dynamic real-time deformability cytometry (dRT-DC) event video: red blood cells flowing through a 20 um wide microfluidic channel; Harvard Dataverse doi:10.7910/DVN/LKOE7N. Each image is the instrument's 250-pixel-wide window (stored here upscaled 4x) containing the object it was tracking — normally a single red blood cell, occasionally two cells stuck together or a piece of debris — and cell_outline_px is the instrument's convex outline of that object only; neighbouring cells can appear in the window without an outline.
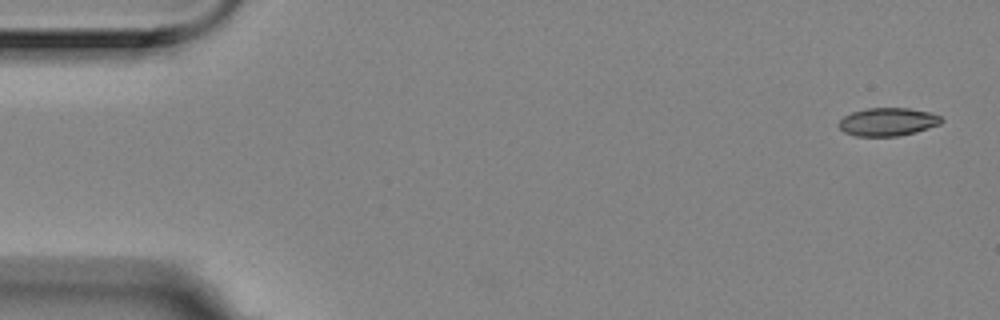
{"species": "Egyptian fruit bat (a non-hibernating species)", "species_latin": "Rousettus aegyptiacus", "temperature_condition": "room temperature", "stored_images_in_passage": 6, "camera_frame_rate_fps": 3000, "um_per_image_px": 0.085, "animal": {"sex": "female"}, "frame": {"image": 1, "passage_image": 1, "time_ms": 0.0, "image_size_px": [1000, 320], "cell_outline_px": [[944, 120], [940, 124], [916, 132], [896, 136], [856, 136], [844, 132], [836, 124], [844, 116], [852, 112], [868, 108], [908, 108], [928, 112], [940, 116]], "centroid_in_image_um": [75.44, 10.36], "position_along_channel_um": 9.6, "area_um2": 16.76}}
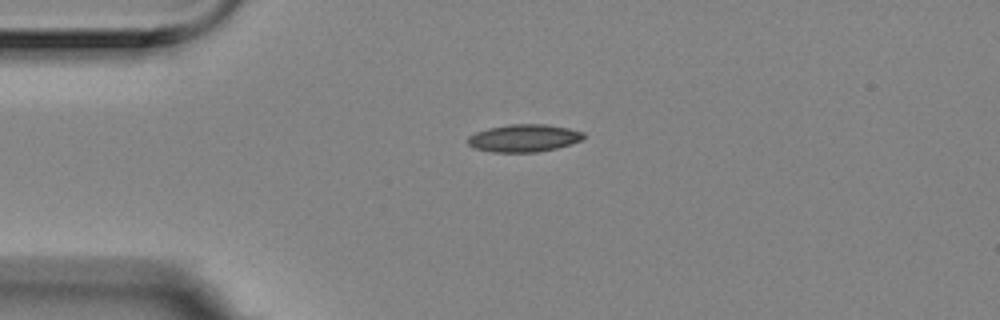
{"frame": {"image": 2, "passage_image": 4, "time_ms": 1.0, "image_size_px": [1000, 320], "cell_outline_px": [[584, 136], [580, 140], [556, 148], [536, 152], [492, 152], [476, 148], [468, 144], [468, 136], [476, 132], [488, 128], [508, 124], [544, 124], [568, 128], [584, 132]], "centroid_in_image_um": [44.5, 11.73], "position_along_channel_um": 40.5, "area_um2": 18.38}}
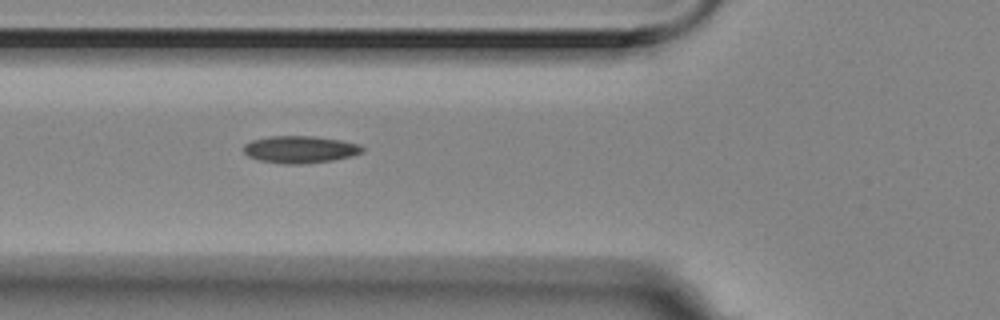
{"frame": {"image": 3, "passage_image": 6, "time_ms": 1.667, "image_size_px": [1000, 320], "cell_outline_px": [[364, 152], [352, 156], [332, 160], [300, 164], [288, 164], [260, 160], [248, 156], [244, 152], [244, 144], [252, 140], [272, 136], [312, 136], [340, 140], [360, 144], [364, 148]], "centroid_in_image_um": [25.53, 12.7], "position_along_channel_um": 100.3, "area_um2": 18.67}}